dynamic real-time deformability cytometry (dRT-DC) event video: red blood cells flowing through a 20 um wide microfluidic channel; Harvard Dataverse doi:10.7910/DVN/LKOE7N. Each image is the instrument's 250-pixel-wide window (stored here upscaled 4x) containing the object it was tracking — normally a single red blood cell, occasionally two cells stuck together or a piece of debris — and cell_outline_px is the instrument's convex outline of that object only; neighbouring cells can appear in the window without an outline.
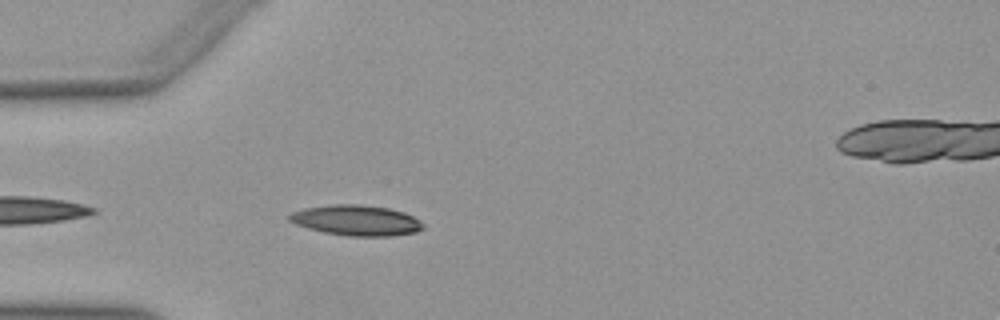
{"species": "Egyptian fruit bat (a non-hibernating species)", "species_latin": "Rousettus aegyptiacus", "temperature_condition": "warm", "stored_images_in_passage": 23, "camera_frame_rate_fps": 3000, "um_per_image_px": 0.085, "animal": {"sex": "female"}, "frame": {"image": 1, "passage_image": 3, "time_ms": 0.667, "image_size_px": [1000, 320], "cell_outline_px": [[424, 228], [416, 232], [392, 236], [348, 236], [324, 232], [308, 228], [296, 224], [288, 220], [288, 216], [292, 212], [304, 208], [332, 204], [360, 204], [388, 208], [404, 212], [420, 220], [424, 224]], "centroid_in_image_um": [30.3, 18.73], "position_along_channel_um": 54.7, "area_um2": 23.81}}
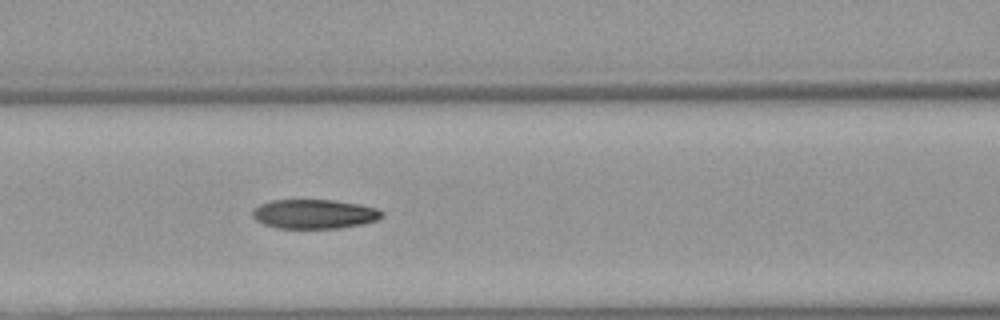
{"frame": {"image": 2, "passage_image": 10, "time_ms": 3.0, "image_size_px": [1000, 320], "cell_outline_px": [[384, 216], [376, 220], [364, 224], [340, 228], [276, 228], [264, 224], [256, 220], [252, 216], [252, 212], [260, 204], [272, 200], [332, 200], [360, 204], [376, 208], [384, 212]], "centroid_in_image_um": [26.74, 18.19], "position_along_channel_um": 139.9, "area_um2": 22.14}}
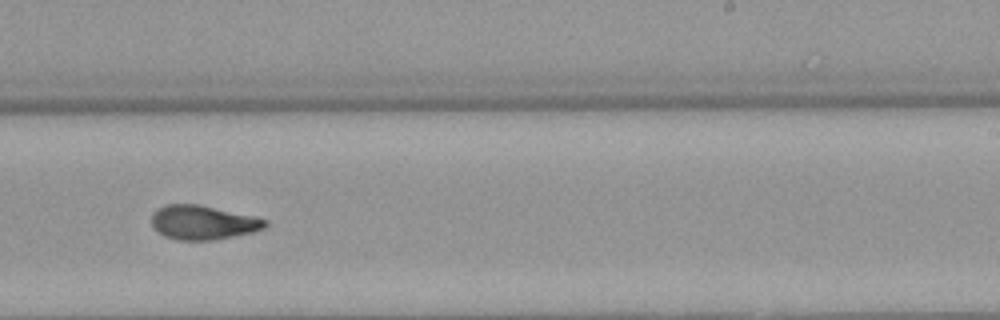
{"frame": {"image": 3, "passage_image": 20, "time_ms": 6.333, "image_size_px": [1000, 320], "cell_outline_px": [[268, 224], [264, 228], [256, 232], [212, 240], [176, 240], [164, 236], [152, 228], [152, 212], [164, 204], [196, 204], [256, 216], [268, 220]], "centroid_in_image_um": [17.26, 18.91], "position_along_channel_um": 271.7, "area_um2": 22.89}}